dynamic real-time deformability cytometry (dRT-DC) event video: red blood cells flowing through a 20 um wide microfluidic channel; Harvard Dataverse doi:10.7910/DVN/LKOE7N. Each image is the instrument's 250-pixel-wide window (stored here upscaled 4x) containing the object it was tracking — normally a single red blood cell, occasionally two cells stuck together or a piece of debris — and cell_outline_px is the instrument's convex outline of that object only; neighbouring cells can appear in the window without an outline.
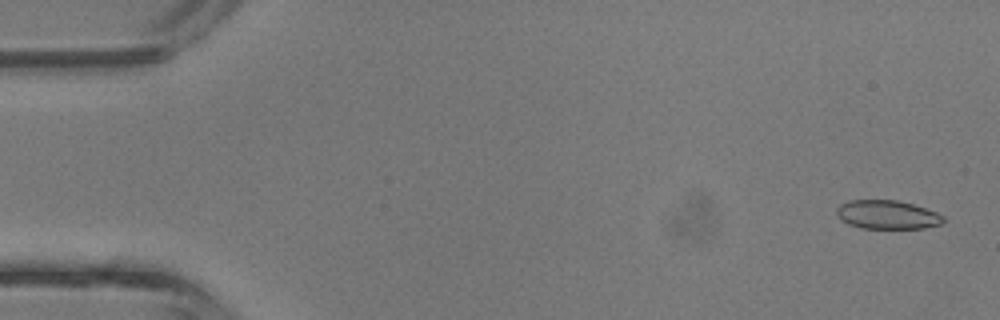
{"species": "common noctule bat (a hibernating species)", "species_latin": "Nyctalus noctula", "temperature_condition": "room temperature", "stored_images_in_passage": 43, "camera_frame_rate_fps": 3000, "um_per_image_px": 0.085, "animal": {"sex": "male", "body_mass_g": 13.3}, "frame": {"image": 1, "passage_image": 2, "time_ms": 0.333, "image_size_px": [1000, 320], "cell_outline_px": [[944, 220], [940, 224], [924, 228], [860, 228], [848, 224], [840, 220], [836, 212], [836, 208], [840, 204], [848, 200], [896, 200], [912, 204], [936, 212], [944, 216]], "centroid_in_image_um": [75.37, 18.25], "position_along_channel_um": 9.6, "area_um2": 17.86}}
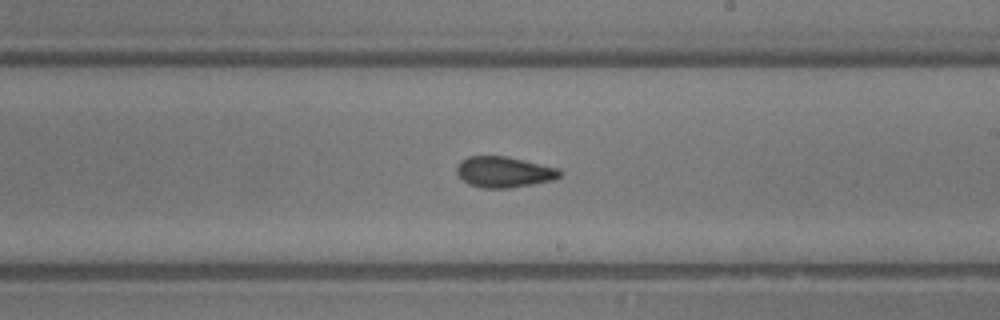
{"frame": {"image": 2, "passage_image": 25, "time_ms": 8.0, "image_size_px": [1000, 320], "cell_outline_px": [[560, 176], [552, 180], [532, 184], [508, 188], [480, 188], [468, 184], [456, 172], [456, 164], [460, 160], [468, 156], [504, 156], [560, 168]], "centroid_in_image_um": [42.8, 14.62], "position_along_channel_um": 246.2, "area_um2": 18.5}}
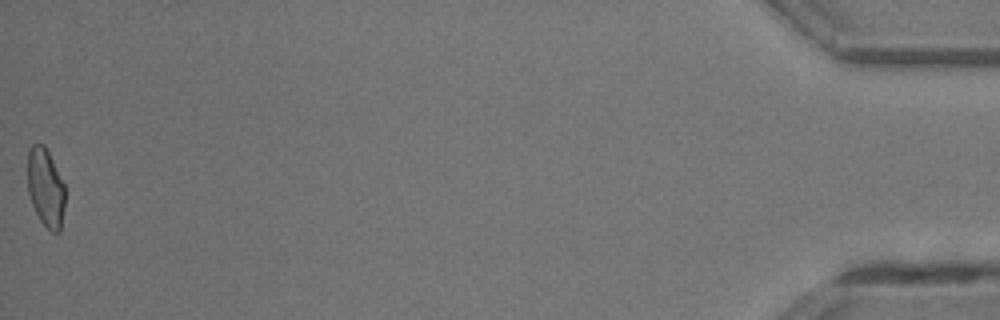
{"frame": {"image": 3, "passage_image": 43, "time_ms": 14.0, "image_size_px": [1000, 320], "cell_outline_px": [[64, 208], [60, 232], [52, 232], [40, 220], [32, 204], [28, 192], [28, 152], [32, 144], [44, 144], [64, 184]], "centroid_in_image_um": [3.87, 15.96], "position_along_channel_um": 431.3, "area_um2": 16.88}, "authors_computed_cell_mechanics": {"area_um2": 18.6116, "velocity_mm_per_s": 4.8367, "shape_relaxation_time_tau1_ms": 8.7184, "shape_relaxation_time_tau2_ms": 1.8982, "deformation_change_tau1": 0.1696, "deformation_change_tau2": 0.0466}}